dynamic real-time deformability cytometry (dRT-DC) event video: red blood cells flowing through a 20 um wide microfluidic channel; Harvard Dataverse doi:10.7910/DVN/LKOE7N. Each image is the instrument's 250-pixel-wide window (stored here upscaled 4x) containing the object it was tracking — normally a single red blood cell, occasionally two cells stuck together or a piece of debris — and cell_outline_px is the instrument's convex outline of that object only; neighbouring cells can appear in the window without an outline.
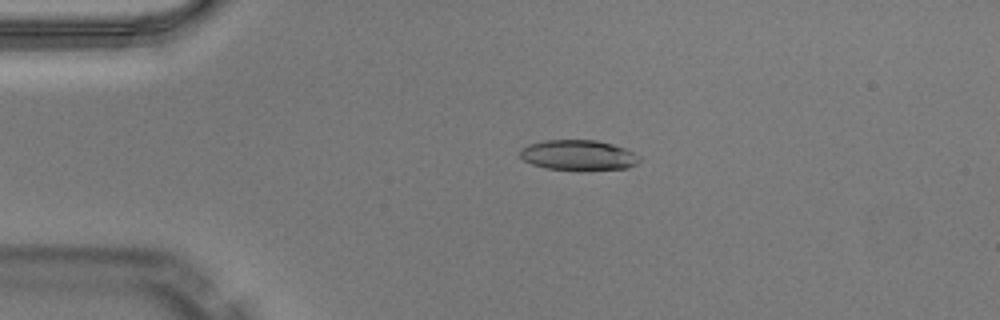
{"species": "Egyptian fruit bat (a non-hibernating species)", "species_latin": "Rousettus aegyptiacus", "temperature_condition": "warm", "stored_images_in_passage": 49, "camera_frame_rate_fps": 3000, "um_per_image_px": 0.085, "animal": {"sex": "male"}, "frame": {"image": 1, "passage_image": 11, "time_ms": 3.333, "image_size_px": [1000, 320], "cell_outline_px": [[640, 160], [636, 164], [628, 168], [580, 172], [576, 172], [548, 168], [532, 164], [524, 160], [520, 156], [520, 148], [528, 144], [544, 140], [596, 140], [612, 144], [624, 148], [640, 156]], "centroid_in_image_um": [49.16, 13.22], "position_along_channel_um": 35.8, "area_um2": 21.62}}
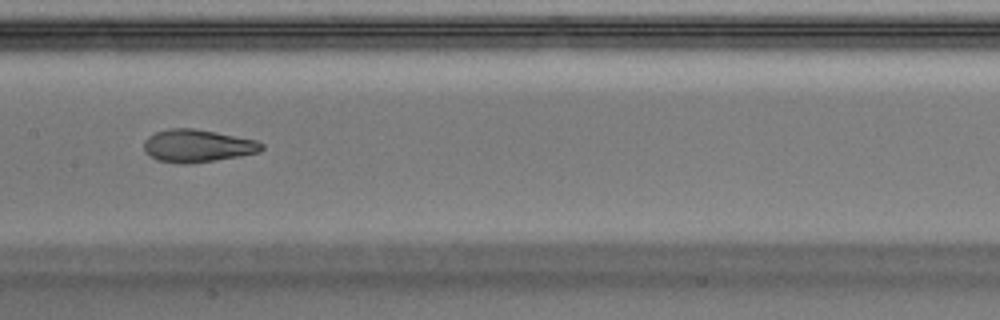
{"frame": {"image": 2, "passage_image": 25, "time_ms": 8.0, "image_size_px": [1000, 320], "cell_outline_px": [[264, 148], [260, 152], [240, 156], [188, 164], [180, 164], [156, 160], [144, 152], [144, 140], [148, 136], [156, 132], [168, 128], [192, 128], [216, 132], [256, 140], [264, 144]], "centroid_in_image_um": [16.76, 12.4], "position_along_channel_um": 190.6, "area_um2": 22.54}}
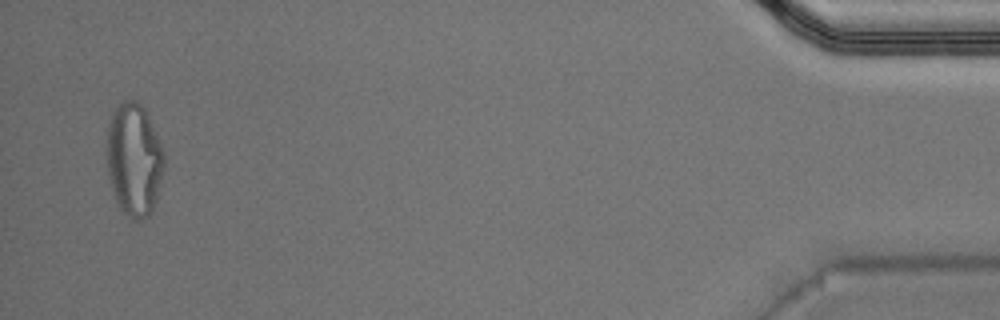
{"frame": {"image": 3, "passage_image": 48, "time_ms": 15.667, "image_size_px": [1000, 320], "cell_outline_px": [[164, 168], [156, 196], [152, 208], [148, 216], [140, 220], [136, 220], [128, 216], [120, 208], [116, 200], [108, 176], [108, 124], [112, 112], [124, 100], [136, 100], [144, 108], [164, 152]], "centroid_in_image_um": [11.39, 13.56], "position_along_channel_um": 423.8, "area_um2": 36.99}, "authors_computed_cell_mechanics": {"area_um2": 22.542, "velocity_mm_per_s": 4.1084, "shape_relaxation_time_tau1_ms": 7.154, "shape_relaxation_time_tau2_ms": 1.4701, "deformation_change_tau1": 0.2364, "deformation_change_tau2": 0.0875}}